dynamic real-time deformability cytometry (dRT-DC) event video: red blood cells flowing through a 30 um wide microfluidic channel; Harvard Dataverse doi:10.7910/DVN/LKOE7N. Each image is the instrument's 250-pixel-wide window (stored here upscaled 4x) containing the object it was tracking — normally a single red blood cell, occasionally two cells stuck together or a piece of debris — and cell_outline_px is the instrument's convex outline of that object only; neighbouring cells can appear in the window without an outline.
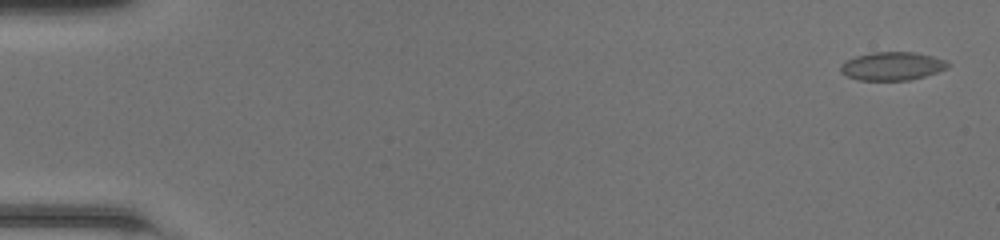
{"species": "common noctule bat (a hibernating species)", "species_latin": "Nyctalus noctula", "temperature_condition": "room temperature", "stored_images_in_passage": 39, "camera_frame_rate_fps": 3000, "um_per_image_px": 0.085, "animal": {"sex": "female", "body_mass_g": 20.0, "forearm_length_mm": 54.0}, "frame": {"image": 1, "passage_image": 2, "time_ms": 0.333, "image_size_px": [1000, 240], "cell_outline_px": [[948, 68], [924, 76], [908, 80], [860, 80], [848, 76], [840, 72], [840, 64], [856, 56], [872, 52], [916, 52], [932, 56], [944, 60], [948, 64]], "centroid_in_image_um": [75.81, 5.61], "position_along_channel_um": 9.2, "area_um2": 17.51}}
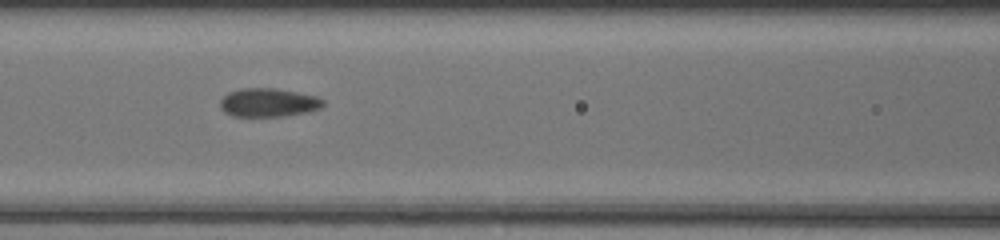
{"frame": {"image": 2, "passage_image": 23, "time_ms": 7.333, "image_size_px": [1000, 240], "cell_outline_px": [[324, 104], [320, 108], [308, 112], [284, 116], [232, 116], [224, 112], [220, 108], [220, 100], [228, 92], [244, 88], [276, 88], [316, 96], [324, 100]], "centroid_in_image_um": [22.8, 8.72], "position_along_channel_um": 143.8, "area_um2": 17.17}}
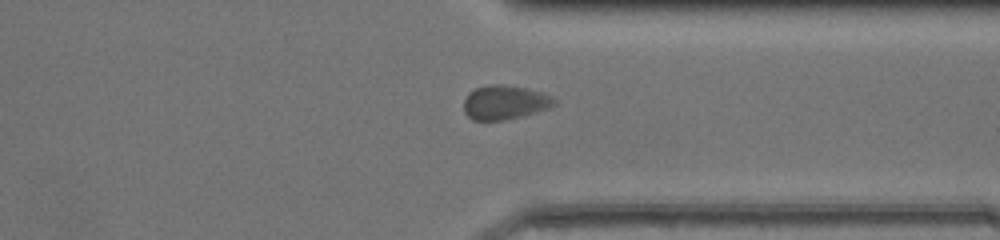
{"frame": {"image": 3, "passage_image": 39, "time_ms": 12.667, "image_size_px": [1000, 240], "cell_outline_px": [[556, 104], [552, 108], [524, 116], [504, 120], [472, 120], [464, 112], [464, 100], [468, 92], [476, 88], [492, 84], [500, 84], [524, 88], [544, 92], [552, 96], [556, 100]], "centroid_in_image_um": [42.94, 8.71], "position_along_channel_um": 368.5, "area_um2": 18.26}, "authors_computed_cell_mechanics": {"area_um2": 17.1666, "velocity_mm_per_s": 4.2222, "shape_relaxation_time_tau1_ms": 4.4959, "shape_relaxation_time_tau2_ms": 0.6359, "deformation_change_tau1": 0.0951, "deformation_change_tau2": 0.0578}}